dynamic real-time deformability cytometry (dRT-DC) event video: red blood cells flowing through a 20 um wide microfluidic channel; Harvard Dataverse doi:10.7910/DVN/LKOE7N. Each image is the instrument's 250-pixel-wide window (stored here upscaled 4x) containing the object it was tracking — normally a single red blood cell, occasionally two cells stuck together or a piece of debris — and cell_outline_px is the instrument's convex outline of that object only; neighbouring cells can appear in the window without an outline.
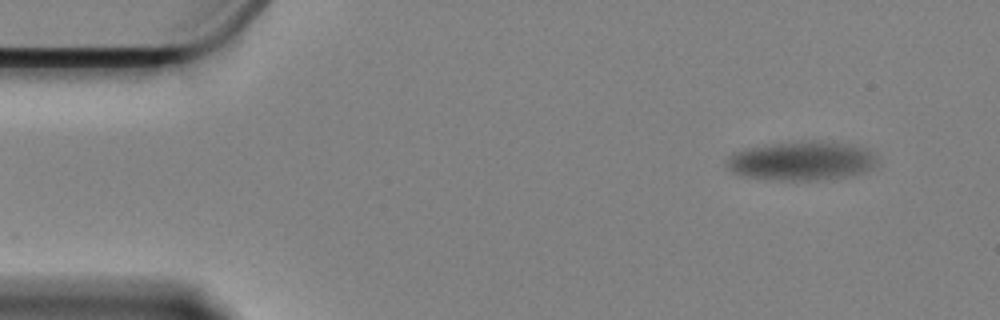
{"species": "Egyptian fruit bat (a non-hibernating species)", "species_latin": "Rousettus aegyptiacus", "temperature_condition": "cold", "stored_images_in_passage": 43, "camera_frame_rate_fps": 3000, "um_per_image_px": 0.085, "animal": {"sex": "female"}, "frame": {"image": 1, "passage_image": 1, "time_ms": 0.0, "image_size_px": [1000, 320], "cell_outline_px": [[876, 164], [864, 172], [844, 176], [816, 180], [792, 180], [740, 176], [732, 172], [724, 164], [728, 156], [732, 152], [744, 148], [772, 144], [808, 140], [832, 140], [868, 148], [876, 156]], "centroid_in_image_um": [68.12, 13.64], "position_along_channel_um": 16.9, "area_um2": 34.51}}
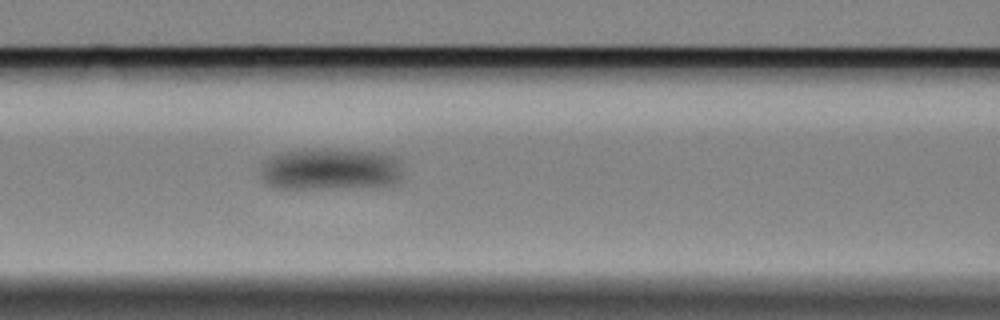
{"frame": {"image": 2, "passage_image": 29, "time_ms": 9.333, "image_size_px": [1000, 320], "cell_outline_px": [[400, 176], [392, 184], [376, 188], [280, 188], [268, 184], [264, 180], [264, 164], [272, 156], [284, 152], [324, 148], [372, 152], [388, 156], [396, 160]], "centroid_in_image_um": [28.09, 14.41], "position_along_channel_um": 138.5, "area_um2": 33.93}}
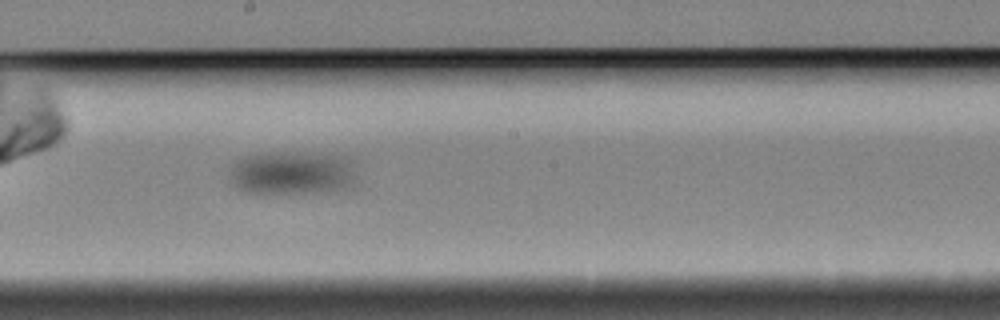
{"frame": {"image": 3, "passage_image": 40, "time_ms": 13.0, "image_size_px": [1000, 320], "cell_outline_px": [[352, 184], [348, 188], [312, 192], [244, 192], [232, 184], [232, 168], [240, 160], [248, 156], [340, 156], [348, 160], [352, 176]], "centroid_in_image_um": [24.8, 14.78], "position_along_channel_um": 223.4, "area_um2": 29.13}}